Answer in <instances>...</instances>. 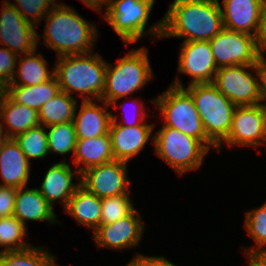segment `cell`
<instances>
[{
  "label": "cell",
  "instance_id": "f1b7e54d",
  "mask_svg": "<svg viewBox=\"0 0 266 266\" xmlns=\"http://www.w3.org/2000/svg\"><path fill=\"white\" fill-rule=\"evenodd\" d=\"M46 129L45 126L39 124L14 138L29 162L32 159L46 158L49 155Z\"/></svg>",
  "mask_w": 266,
  "mask_h": 266
},
{
  "label": "cell",
  "instance_id": "7402d4cb",
  "mask_svg": "<svg viewBox=\"0 0 266 266\" xmlns=\"http://www.w3.org/2000/svg\"><path fill=\"white\" fill-rule=\"evenodd\" d=\"M39 124L41 123L37 110L15 103L4 92L1 93L0 125L8 138H15Z\"/></svg>",
  "mask_w": 266,
  "mask_h": 266
},
{
  "label": "cell",
  "instance_id": "5bb4252c",
  "mask_svg": "<svg viewBox=\"0 0 266 266\" xmlns=\"http://www.w3.org/2000/svg\"><path fill=\"white\" fill-rule=\"evenodd\" d=\"M144 228L142 217L135 209L130 215L115 223L100 225L93 232V240L99 248L126 250V248L137 247L140 244Z\"/></svg>",
  "mask_w": 266,
  "mask_h": 266
},
{
  "label": "cell",
  "instance_id": "e575fe53",
  "mask_svg": "<svg viewBox=\"0 0 266 266\" xmlns=\"http://www.w3.org/2000/svg\"><path fill=\"white\" fill-rule=\"evenodd\" d=\"M134 100H136L134 102ZM133 105L131 106L134 111V113L132 112V114H127L128 112L126 111V108L125 107V111L127 112H124L126 114H123L125 117H123V119L121 120V122H118V117L116 115H114L113 113H111V121H114L115 123L121 125V126H129V127H132V126H136V125H154V124H147L146 122V118L148 115V113H146L147 111L145 110V106H144V102L143 100H137V99H133ZM142 102V104H141ZM132 104V103H131ZM109 105H112L113 106V109H116V108H124V105L123 103L120 104V105H117V102H112L110 103ZM118 106V107H117ZM130 107V108H131ZM129 109V108H128ZM132 110V109H131ZM129 111V110H128Z\"/></svg>",
  "mask_w": 266,
  "mask_h": 266
},
{
  "label": "cell",
  "instance_id": "8d00e7d4",
  "mask_svg": "<svg viewBox=\"0 0 266 266\" xmlns=\"http://www.w3.org/2000/svg\"><path fill=\"white\" fill-rule=\"evenodd\" d=\"M17 188L0 185V218L13 216Z\"/></svg>",
  "mask_w": 266,
  "mask_h": 266
},
{
  "label": "cell",
  "instance_id": "b9f144b4",
  "mask_svg": "<svg viewBox=\"0 0 266 266\" xmlns=\"http://www.w3.org/2000/svg\"><path fill=\"white\" fill-rule=\"evenodd\" d=\"M85 5L90 7V9L99 12L98 10L102 11L101 9L109 0H80Z\"/></svg>",
  "mask_w": 266,
  "mask_h": 266
},
{
  "label": "cell",
  "instance_id": "74e56055",
  "mask_svg": "<svg viewBox=\"0 0 266 266\" xmlns=\"http://www.w3.org/2000/svg\"><path fill=\"white\" fill-rule=\"evenodd\" d=\"M125 266H177L162 256H147L136 253L133 259Z\"/></svg>",
  "mask_w": 266,
  "mask_h": 266
},
{
  "label": "cell",
  "instance_id": "d6a6232c",
  "mask_svg": "<svg viewBox=\"0 0 266 266\" xmlns=\"http://www.w3.org/2000/svg\"><path fill=\"white\" fill-rule=\"evenodd\" d=\"M130 198V194L101 198V225L115 223L130 215L136 209Z\"/></svg>",
  "mask_w": 266,
  "mask_h": 266
},
{
  "label": "cell",
  "instance_id": "8fae6325",
  "mask_svg": "<svg viewBox=\"0 0 266 266\" xmlns=\"http://www.w3.org/2000/svg\"><path fill=\"white\" fill-rule=\"evenodd\" d=\"M0 9V45L11 52L29 54L33 52L40 40L35 25L26 21L9 0L2 1Z\"/></svg>",
  "mask_w": 266,
  "mask_h": 266
},
{
  "label": "cell",
  "instance_id": "7c38bea8",
  "mask_svg": "<svg viewBox=\"0 0 266 266\" xmlns=\"http://www.w3.org/2000/svg\"><path fill=\"white\" fill-rule=\"evenodd\" d=\"M229 147L235 145L259 147L266 144V106H236L231 129L223 141Z\"/></svg>",
  "mask_w": 266,
  "mask_h": 266
},
{
  "label": "cell",
  "instance_id": "4316f807",
  "mask_svg": "<svg viewBox=\"0 0 266 266\" xmlns=\"http://www.w3.org/2000/svg\"><path fill=\"white\" fill-rule=\"evenodd\" d=\"M77 99L60 91L56 96L43 104L38 111L40 123L51 126L60 123L72 122L75 111H78Z\"/></svg>",
  "mask_w": 266,
  "mask_h": 266
},
{
  "label": "cell",
  "instance_id": "d590c367",
  "mask_svg": "<svg viewBox=\"0 0 266 266\" xmlns=\"http://www.w3.org/2000/svg\"><path fill=\"white\" fill-rule=\"evenodd\" d=\"M19 57L7 48L0 47V86L2 88L11 82Z\"/></svg>",
  "mask_w": 266,
  "mask_h": 266
},
{
  "label": "cell",
  "instance_id": "60d3db41",
  "mask_svg": "<svg viewBox=\"0 0 266 266\" xmlns=\"http://www.w3.org/2000/svg\"><path fill=\"white\" fill-rule=\"evenodd\" d=\"M248 266H266V252H256L247 256Z\"/></svg>",
  "mask_w": 266,
  "mask_h": 266
},
{
  "label": "cell",
  "instance_id": "f546056e",
  "mask_svg": "<svg viewBox=\"0 0 266 266\" xmlns=\"http://www.w3.org/2000/svg\"><path fill=\"white\" fill-rule=\"evenodd\" d=\"M48 138V152L59 155L72 153L74 155L76 147V131L73 121L55 124L46 127Z\"/></svg>",
  "mask_w": 266,
  "mask_h": 266
},
{
  "label": "cell",
  "instance_id": "ba28073f",
  "mask_svg": "<svg viewBox=\"0 0 266 266\" xmlns=\"http://www.w3.org/2000/svg\"><path fill=\"white\" fill-rule=\"evenodd\" d=\"M155 153L179 175L198 170L209 150L197 139L162 126L153 137Z\"/></svg>",
  "mask_w": 266,
  "mask_h": 266
},
{
  "label": "cell",
  "instance_id": "484cf974",
  "mask_svg": "<svg viewBox=\"0 0 266 266\" xmlns=\"http://www.w3.org/2000/svg\"><path fill=\"white\" fill-rule=\"evenodd\" d=\"M15 73L7 85L31 86L50 80L55 75L54 68L49 70L48 62L41 54H36V49L20 57Z\"/></svg>",
  "mask_w": 266,
  "mask_h": 266
},
{
  "label": "cell",
  "instance_id": "d4e9b609",
  "mask_svg": "<svg viewBox=\"0 0 266 266\" xmlns=\"http://www.w3.org/2000/svg\"><path fill=\"white\" fill-rule=\"evenodd\" d=\"M55 75L48 81L37 85H6L3 92L15 103L23 104L37 111L44 103L52 99L60 92Z\"/></svg>",
  "mask_w": 266,
  "mask_h": 266
},
{
  "label": "cell",
  "instance_id": "4dcf8cb0",
  "mask_svg": "<svg viewBox=\"0 0 266 266\" xmlns=\"http://www.w3.org/2000/svg\"><path fill=\"white\" fill-rule=\"evenodd\" d=\"M245 215L244 227L258 246H247L244 254L248 256L256 252H266V202L258 208L246 211Z\"/></svg>",
  "mask_w": 266,
  "mask_h": 266
},
{
  "label": "cell",
  "instance_id": "ffe728a7",
  "mask_svg": "<svg viewBox=\"0 0 266 266\" xmlns=\"http://www.w3.org/2000/svg\"><path fill=\"white\" fill-rule=\"evenodd\" d=\"M31 163L14 138H8L0 150L1 186L21 188L28 184Z\"/></svg>",
  "mask_w": 266,
  "mask_h": 266
},
{
  "label": "cell",
  "instance_id": "f35d334b",
  "mask_svg": "<svg viewBox=\"0 0 266 266\" xmlns=\"http://www.w3.org/2000/svg\"><path fill=\"white\" fill-rule=\"evenodd\" d=\"M256 38L259 46L266 53V0L262 1L260 10V22Z\"/></svg>",
  "mask_w": 266,
  "mask_h": 266
},
{
  "label": "cell",
  "instance_id": "6da1fadb",
  "mask_svg": "<svg viewBox=\"0 0 266 266\" xmlns=\"http://www.w3.org/2000/svg\"><path fill=\"white\" fill-rule=\"evenodd\" d=\"M218 0H174L162 17L161 38L210 41L224 28Z\"/></svg>",
  "mask_w": 266,
  "mask_h": 266
},
{
  "label": "cell",
  "instance_id": "e0dca14e",
  "mask_svg": "<svg viewBox=\"0 0 266 266\" xmlns=\"http://www.w3.org/2000/svg\"><path fill=\"white\" fill-rule=\"evenodd\" d=\"M154 127V125L121 126L111 121L109 135L114 159L129 163V160L145 148L149 138L153 141Z\"/></svg>",
  "mask_w": 266,
  "mask_h": 266
},
{
  "label": "cell",
  "instance_id": "3957f363",
  "mask_svg": "<svg viewBox=\"0 0 266 266\" xmlns=\"http://www.w3.org/2000/svg\"><path fill=\"white\" fill-rule=\"evenodd\" d=\"M54 66L60 90L72 96L78 92L82 101L101 100L105 89L107 62L98 53L57 57Z\"/></svg>",
  "mask_w": 266,
  "mask_h": 266
},
{
  "label": "cell",
  "instance_id": "7bdbcfd3",
  "mask_svg": "<svg viewBox=\"0 0 266 266\" xmlns=\"http://www.w3.org/2000/svg\"><path fill=\"white\" fill-rule=\"evenodd\" d=\"M8 136L5 133V131L3 130L2 126L0 125V150L3 146V144L7 141Z\"/></svg>",
  "mask_w": 266,
  "mask_h": 266
},
{
  "label": "cell",
  "instance_id": "5b68a950",
  "mask_svg": "<svg viewBox=\"0 0 266 266\" xmlns=\"http://www.w3.org/2000/svg\"><path fill=\"white\" fill-rule=\"evenodd\" d=\"M148 55V49L142 46L117 59L116 65L107 62L105 89L101 100L109 105L144 88L153 76Z\"/></svg>",
  "mask_w": 266,
  "mask_h": 266
},
{
  "label": "cell",
  "instance_id": "30bf717a",
  "mask_svg": "<svg viewBox=\"0 0 266 266\" xmlns=\"http://www.w3.org/2000/svg\"><path fill=\"white\" fill-rule=\"evenodd\" d=\"M218 68L233 65H257L264 56L256 36L223 28L209 41Z\"/></svg>",
  "mask_w": 266,
  "mask_h": 266
},
{
  "label": "cell",
  "instance_id": "d6986e66",
  "mask_svg": "<svg viewBox=\"0 0 266 266\" xmlns=\"http://www.w3.org/2000/svg\"><path fill=\"white\" fill-rule=\"evenodd\" d=\"M263 0H222L223 25L236 32L257 36Z\"/></svg>",
  "mask_w": 266,
  "mask_h": 266
},
{
  "label": "cell",
  "instance_id": "836d02e7",
  "mask_svg": "<svg viewBox=\"0 0 266 266\" xmlns=\"http://www.w3.org/2000/svg\"><path fill=\"white\" fill-rule=\"evenodd\" d=\"M16 4L12 5L17 9L20 15L29 23L38 25L41 23L47 13L53 8L56 0H14Z\"/></svg>",
  "mask_w": 266,
  "mask_h": 266
},
{
  "label": "cell",
  "instance_id": "7a4b0ae2",
  "mask_svg": "<svg viewBox=\"0 0 266 266\" xmlns=\"http://www.w3.org/2000/svg\"><path fill=\"white\" fill-rule=\"evenodd\" d=\"M44 46L57 51V57L93 52L96 25L88 22L71 6L57 3L44 17Z\"/></svg>",
  "mask_w": 266,
  "mask_h": 266
},
{
  "label": "cell",
  "instance_id": "52a82bcc",
  "mask_svg": "<svg viewBox=\"0 0 266 266\" xmlns=\"http://www.w3.org/2000/svg\"><path fill=\"white\" fill-rule=\"evenodd\" d=\"M160 111L163 126L175 128L182 133L199 140L209 151L217 147L207 138L199 113L191 95L183 88L170 85L167 91L153 98Z\"/></svg>",
  "mask_w": 266,
  "mask_h": 266
},
{
  "label": "cell",
  "instance_id": "2e32d148",
  "mask_svg": "<svg viewBox=\"0 0 266 266\" xmlns=\"http://www.w3.org/2000/svg\"><path fill=\"white\" fill-rule=\"evenodd\" d=\"M71 169L65 158L62 162L54 163L45 173L38 190L52 207L54 202L59 200L65 209L76 189L81 185L79 171ZM73 177L79 181L74 183Z\"/></svg>",
  "mask_w": 266,
  "mask_h": 266
},
{
  "label": "cell",
  "instance_id": "9c48e42d",
  "mask_svg": "<svg viewBox=\"0 0 266 266\" xmlns=\"http://www.w3.org/2000/svg\"><path fill=\"white\" fill-rule=\"evenodd\" d=\"M212 84L236 106L262 103L259 64L220 67Z\"/></svg>",
  "mask_w": 266,
  "mask_h": 266
},
{
  "label": "cell",
  "instance_id": "9a60e30c",
  "mask_svg": "<svg viewBox=\"0 0 266 266\" xmlns=\"http://www.w3.org/2000/svg\"><path fill=\"white\" fill-rule=\"evenodd\" d=\"M178 59V72L192 77L188 85L213 82L218 67L209 41L182 42Z\"/></svg>",
  "mask_w": 266,
  "mask_h": 266
},
{
  "label": "cell",
  "instance_id": "cb8c5ba5",
  "mask_svg": "<svg viewBox=\"0 0 266 266\" xmlns=\"http://www.w3.org/2000/svg\"><path fill=\"white\" fill-rule=\"evenodd\" d=\"M64 212L73 217L77 223L94 232L101 225V198L80 185L69 200Z\"/></svg>",
  "mask_w": 266,
  "mask_h": 266
},
{
  "label": "cell",
  "instance_id": "44dd1931",
  "mask_svg": "<svg viewBox=\"0 0 266 266\" xmlns=\"http://www.w3.org/2000/svg\"><path fill=\"white\" fill-rule=\"evenodd\" d=\"M13 216L26 226V221H58L53 207L41 195L38 188L27 186L17 189Z\"/></svg>",
  "mask_w": 266,
  "mask_h": 266
},
{
  "label": "cell",
  "instance_id": "8992f818",
  "mask_svg": "<svg viewBox=\"0 0 266 266\" xmlns=\"http://www.w3.org/2000/svg\"><path fill=\"white\" fill-rule=\"evenodd\" d=\"M154 3L155 0H109L102 16L127 45L149 33L158 40L162 37V19L145 29Z\"/></svg>",
  "mask_w": 266,
  "mask_h": 266
},
{
  "label": "cell",
  "instance_id": "ee69618b",
  "mask_svg": "<svg viewBox=\"0 0 266 266\" xmlns=\"http://www.w3.org/2000/svg\"><path fill=\"white\" fill-rule=\"evenodd\" d=\"M2 92H3V88L0 86V95H1Z\"/></svg>",
  "mask_w": 266,
  "mask_h": 266
},
{
  "label": "cell",
  "instance_id": "ab89813d",
  "mask_svg": "<svg viewBox=\"0 0 266 266\" xmlns=\"http://www.w3.org/2000/svg\"><path fill=\"white\" fill-rule=\"evenodd\" d=\"M260 85L262 104L266 106V58L263 56L259 62Z\"/></svg>",
  "mask_w": 266,
  "mask_h": 266
},
{
  "label": "cell",
  "instance_id": "277c9868",
  "mask_svg": "<svg viewBox=\"0 0 266 266\" xmlns=\"http://www.w3.org/2000/svg\"><path fill=\"white\" fill-rule=\"evenodd\" d=\"M171 85L183 87L191 95L205 134L219 151L231 129L236 105L219 92L212 83L193 84L185 88L177 77Z\"/></svg>",
  "mask_w": 266,
  "mask_h": 266
},
{
  "label": "cell",
  "instance_id": "1f68e13d",
  "mask_svg": "<svg viewBox=\"0 0 266 266\" xmlns=\"http://www.w3.org/2000/svg\"><path fill=\"white\" fill-rule=\"evenodd\" d=\"M27 229L15 216L0 218V247L4 248L0 253L30 247L31 245L24 241Z\"/></svg>",
  "mask_w": 266,
  "mask_h": 266
},
{
  "label": "cell",
  "instance_id": "4fadbf2b",
  "mask_svg": "<svg viewBox=\"0 0 266 266\" xmlns=\"http://www.w3.org/2000/svg\"><path fill=\"white\" fill-rule=\"evenodd\" d=\"M127 164L114 160L91 167L80 174L81 186L99 198L130 194Z\"/></svg>",
  "mask_w": 266,
  "mask_h": 266
},
{
  "label": "cell",
  "instance_id": "603a6c76",
  "mask_svg": "<svg viewBox=\"0 0 266 266\" xmlns=\"http://www.w3.org/2000/svg\"><path fill=\"white\" fill-rule=\"evenodd\" d=\"M72 157L80 174L91 167L114 161L109 133L95 138L77 139Z\"/></svg>",
  "mask_w": 266,
  "mask_h": 266
},
{
  "label": "cell",
  "instance_id": "ac0fdd59",
  "mask_svg": "<svg viewBox=\"0 0 266 266\" xmlns=\"http://www.w3.org/2000/svg\"><path fill=\"white\" fill-rule=\"evenodd\" d=\"M102 102L104 105H100ZM73 118L77 139H88L109 133L111 124L110 105L102 100H86Z\"/></svg>",
  "mask_w": 266,
  "mask_h": 266
},
{
  "label": "cell",
  "instance_id": "83f0119b",
  "mask_svg": "<svg viewBox=\"0 0 266 266\" xmlns=\"http://www.w3.org/2000/svg\"><path fill=\"white\" fill-rule=\"evenodd\" d=\"M46 248L34 245L0 253V266H59Z\"/></svg>",
  "mask_w": 266,
  "mask_h": 266
}]
</instances>
